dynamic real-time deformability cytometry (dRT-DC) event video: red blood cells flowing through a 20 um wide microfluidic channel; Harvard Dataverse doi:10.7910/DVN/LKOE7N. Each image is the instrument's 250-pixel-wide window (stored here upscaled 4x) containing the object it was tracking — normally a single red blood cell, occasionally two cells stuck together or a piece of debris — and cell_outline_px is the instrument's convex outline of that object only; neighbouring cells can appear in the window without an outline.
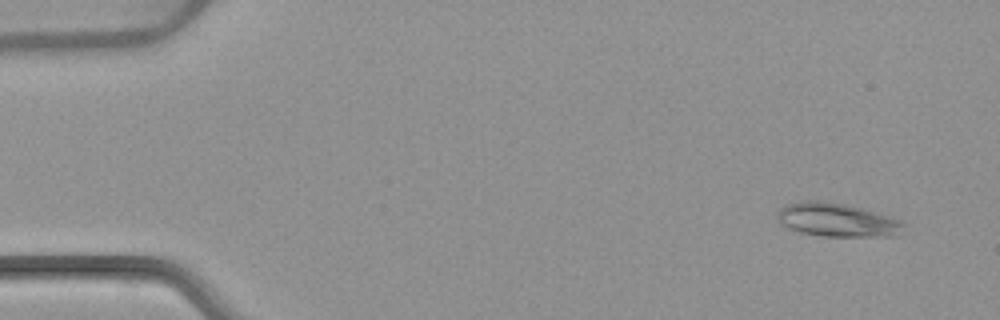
{"species": "common noctule bat (a hibernating species)", "species_latin": "Nyctalus noctula", "temperature_condition": "warm", "stored_images_in_passage": 52, "camera_frame_rate_fps": 3000, "um_per_image_px": 0.085, "animal": {"sex": "female", "body_mass_g": 22.7, "forearm_length_mm": 54.2}, "frame": {"image": 1, "passage_image": 4, "time_ms": 1.0, "image_size_px": [1000, 320], "cell_outline_px": [[904, 224], [896, 236], [820, 236], [800, 232], [788, 228], [780, 224], [776, 216], [776, 212], [784, 204], [800, 200], [824, 200], [864, 208], [900, 220]], "centroid_in_image_um": [71.06, 18.67], "position_along_channel_um": 13.9, "area_um2": 24.97}}
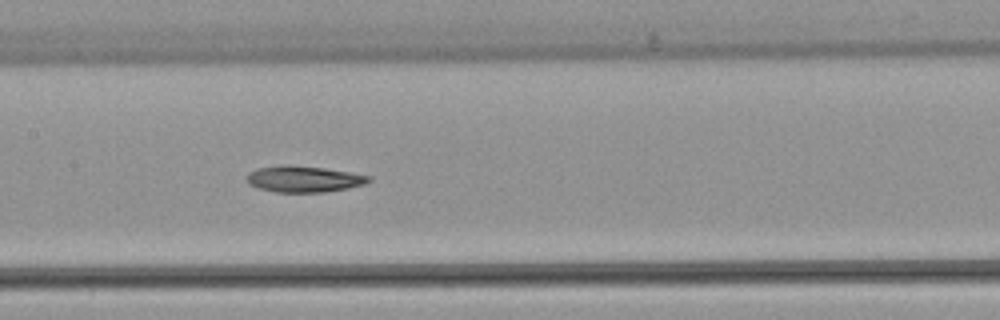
{"frame": {"image": 2, "passage_image": 26, "time_ms": 8.333, "image_size_px": [1000, 320], "cell_outline_px": [[372, 180], [364, 184], [348, 188], [324, 192], [276, 192], [260, 188], [248, 184], [248, 172], [256, 168], [280, 164], [288, 164], [324, 168], [372, 176]], "centroid_in_image_um": [25.81, 15.2], "position_along_channel_um": 181.6, "area_um2": 18.73}}
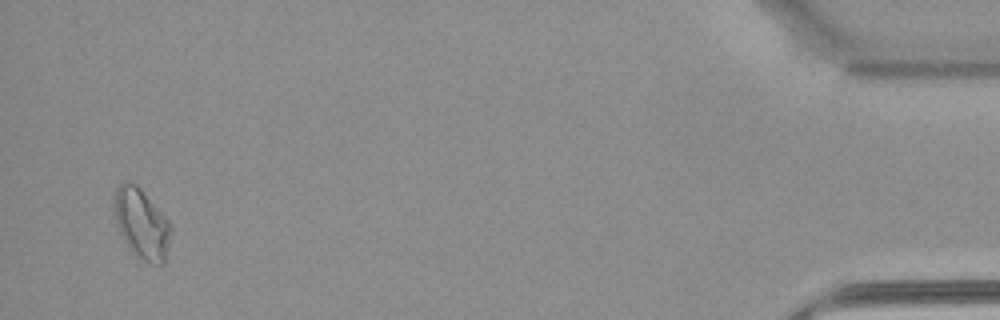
{"frame": {"image": 3, "passage_image": 51, "time_ms": 16.667, "image_size_px": [1000, 320], "cell_outline_px": [[172, 232], [164, 264], [152, 264], [136, 256], [132, 252], [120, 232], [116, 224], [112, 204], [116, 188], [120, 184], [136, 184], [140, 188], [172, 224]], "centroid_in_image_um": [12.05, 19.03], "position_along_channel_um": 423.2, "area_um2": 23.06}, "authors_computed_cell_mechanics": {"area_um2": 19.8254, "velocity_mm_per_s": 3.9039, "shape_relaxation_time_tau1_ms": 8.3322, "shape_relaxation_time_tau2_ms": null, "deformation_change_tau1": 0.1889, "deformation_change_tau2": null}}